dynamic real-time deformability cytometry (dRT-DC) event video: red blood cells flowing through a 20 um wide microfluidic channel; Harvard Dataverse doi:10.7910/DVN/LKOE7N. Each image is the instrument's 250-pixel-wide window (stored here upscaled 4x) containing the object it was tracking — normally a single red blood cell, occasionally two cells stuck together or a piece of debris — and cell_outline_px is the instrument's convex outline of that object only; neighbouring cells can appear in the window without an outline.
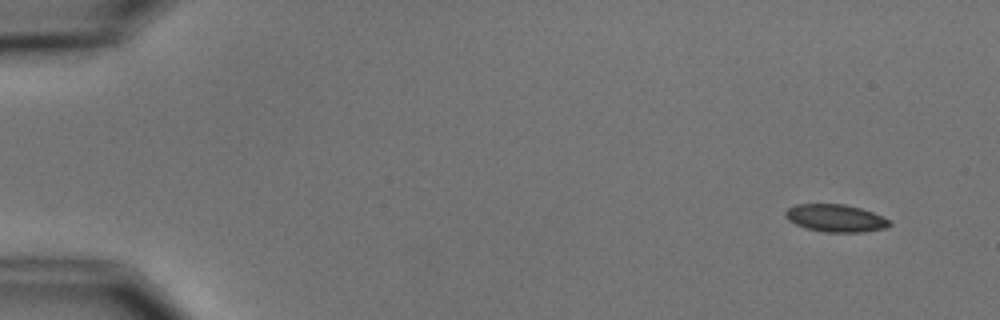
{"species": "common noctule bat (a hibernating species)", "species_latin": "Nyctalus noctula", "temperature_condition": "cold", "stored_images_in_passage": 7, "camera_frame_rate_fps": 3000, "um_per_image_px": 0.085, "animal": {"sex": "male", "body_mass_g": 15.6}, "frame": {"image": 1, "passage_image": 2, "time_ms": 1.0, "image_size_px": [1000, 320], "cell_outline_px": [[892, 224], [884, 228], [864, 232], [824, 232], [804, 228], [788, 220], [784, 216], [784, 212], [788, 208], [796, 204], [844, 204], [860, 208], [872, 212], [892, 220]], "centroid_in_image_um": [71.02, 18.54], "position_along_channel_um": 14.0, "area_um2": 16.82}}
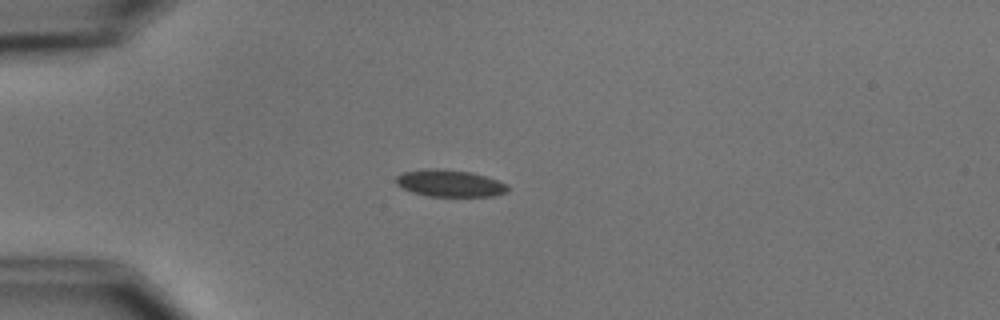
{"frame": {"image": 2, "passage_image": 5, "time_ms": 4.667, "image_size_px": [1000, 320], "cell_outline_px": [[508, 192], [492, 196], [428, 196], [412, 192], [396, 184], [396, 176], [404, 172], [424, 168], [436, 168], [472, 172], [508, 184]], "centroid_in_image_um": [38.22, 15.57], "position_along_channel_um": 46.8, "area_um2": 17.51}}